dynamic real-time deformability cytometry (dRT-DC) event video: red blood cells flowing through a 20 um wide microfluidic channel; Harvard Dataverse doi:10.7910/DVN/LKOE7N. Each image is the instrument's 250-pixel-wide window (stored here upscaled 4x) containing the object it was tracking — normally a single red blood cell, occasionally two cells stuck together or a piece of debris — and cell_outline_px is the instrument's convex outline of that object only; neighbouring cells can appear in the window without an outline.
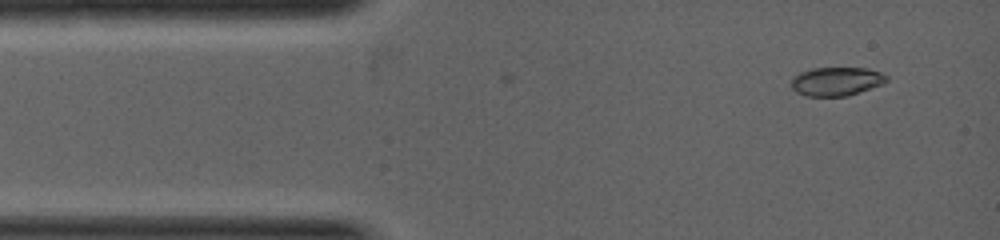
{"species": "common noctule bat (a hibernating species)", "species_latin": "Nyctalus noctula", "temperature_condition": "warm", "stored_images_in_passage": 5, "camera_frame_rate_fps": 5000, "um_per_image_px": 0.085, "animal": {"sex": "female", "body_mass_g": 19.0, "forearm_length_mm": 53.3}, "frame": {"image": 1, "passage_image": 1, "time_ms": 0.0, "image_size_px": [1000, 240], "cell_outline_px": [[888, 80], [884, 84], [848, 96], [808, 96], [796, 92], [792, 88], [792, 76], [800, 72], [812, 68], [868, 68], [880, 72], [888, 76]], "centroid_in_image_um": [71.12, 6.91], "position_along_channel_um": 13.9, "area_um2": 16.07}}
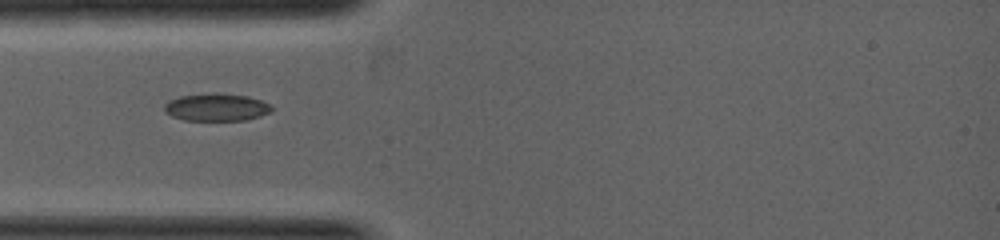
{"frame": {"image": 2, "passage_image": 4, "time_ms": 1.4, "image_size_px": [1000, 240], "cell_outline_px": [[276, 108], [272, 112], [260, 116], [244, 120], [184, 120], [172, 116], [164, 112], [164, 104], [168, 100], [180, 96], [248, 96], [260, 100]], "centroid_in_image_um": [18.41, 9.17], "position_along_channel_um": 66.6, "area_um2": 16.42}}
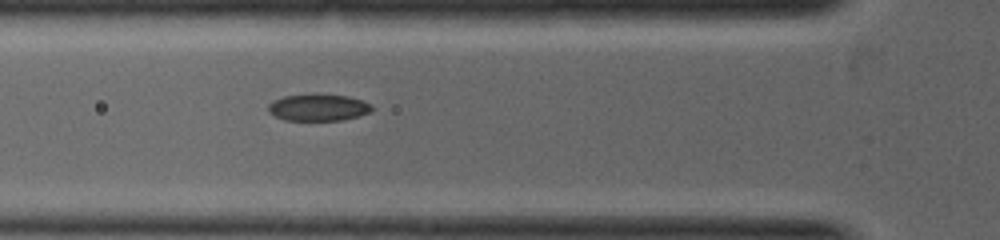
{"frame": {"image": 3, "passage_image": 5, "time_ms": 1.8, "image_size_px": [1000, 240], "cell_outline_px": [[376, 108], [372, 112], [344, 120], [284, 120], [268, 112], [268, 104], [272, 100], [284, 96], [348, 96], [360, 100]], "centroid_in_image_um": [27.06, 9.17], "position_along_channel_um": 98.7, "area_um2": 15.72}}